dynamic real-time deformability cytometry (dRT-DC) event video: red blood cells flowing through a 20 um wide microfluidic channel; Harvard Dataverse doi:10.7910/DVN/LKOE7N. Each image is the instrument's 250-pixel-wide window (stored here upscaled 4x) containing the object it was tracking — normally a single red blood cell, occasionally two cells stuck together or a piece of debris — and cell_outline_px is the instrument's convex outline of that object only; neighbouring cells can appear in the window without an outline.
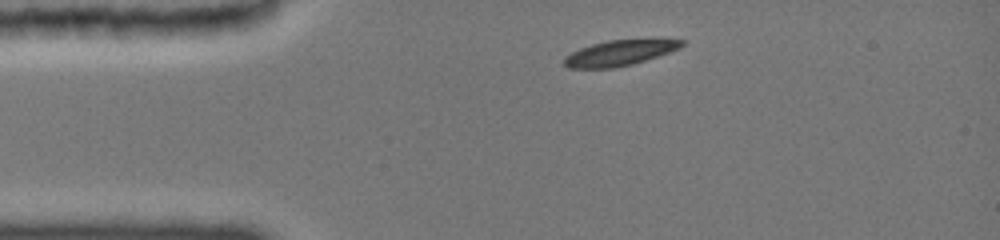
{"species": "common noctule bat (a hibernating species)", "species_latin": "Nyctalus noctula", "temperature_condition": "cold", "stored_images_in_passage": 11, "camera_frame_rate_fps": 3000, "um_per_image_px": 0.085, "animal": {"sex": "female", "body_mass_g": 19.0, "forearm_length_mm": 51.5}, "frame": {"image": 1, "passage_image": 1, "time_ms": 0.0, "image_size_px": [1000, 240], "cell_outline_px": [[684, 44], [680, 48], [632, 64], [616, 68], [568, 68], [564, 64], [564, 56], [580, 48], [592, 44], [608, 40], [684, 40]], "centroid_in_image_um": [52.59, 4.51], "position_along_channel_um": 32.4, "area_um2": 17.05}}
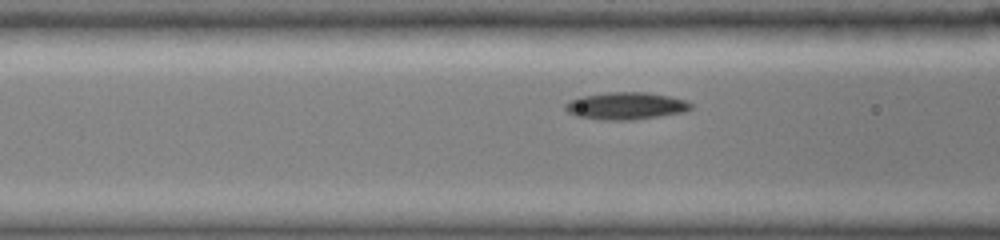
{"frame": {"image": 2, "passage_image": 7, "time_ms": 3.0, "image_size_px": [1000, 240], "cell_outline_px": [[692, 108], [680, 112], [656, 116], [628, 120], [612, 120], [576, 116], [568, 112], [564, 108], [564, 104], [568, 100], [580, 96], [608, 92], [644, 92], [668, 96], [688, 100], [692, 104]], "centroid_in_image_um": [53.15, 8.98], "position_along_channel_um": 113.5, "area_um2": 19.71}}
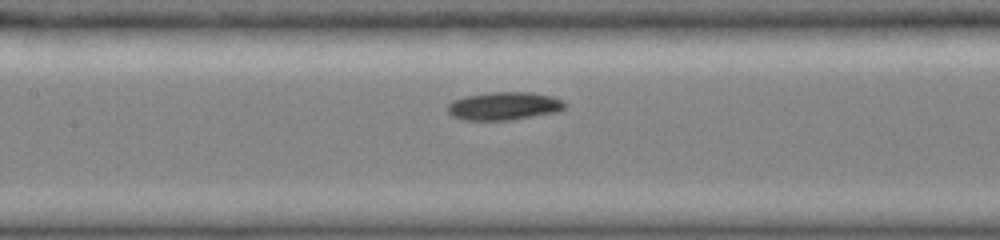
{"frame": {"image": 3, "passage_image": 10, "time_ms": 4.333, "image_size_px": [1000, 240], "cell_outline_px": [[568, 104], [564, 108], [552, 112], [508, 120], [464, 120], [452, 116], [448, 112], [448, 104], [452, 100], [464, 96], [488, 92], [532, 92], [552, 96], [564, 100]], "centroid_in_image_um": [42.81, 8.99], "position_along_channel_um": 164.6, "area_um2": 19.13}}